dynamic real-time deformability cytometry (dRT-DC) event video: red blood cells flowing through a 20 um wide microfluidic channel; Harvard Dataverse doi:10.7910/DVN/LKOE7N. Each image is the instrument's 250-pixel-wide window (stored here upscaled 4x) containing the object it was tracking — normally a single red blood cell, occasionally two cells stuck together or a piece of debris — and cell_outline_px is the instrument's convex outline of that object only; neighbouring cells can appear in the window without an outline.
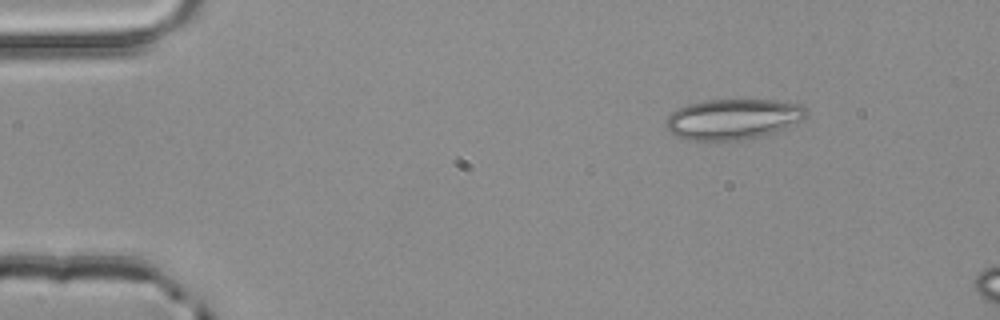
{"species": "common noctule bat (a hibernating species)", "species_latin": "Nyctalus noctula", "temperature_condition": "room temperature", "stored_images_in_passage": 3, "camera_frame_rate_fps": 3000, "um_per_image_px": 0.085, "animal": {"sex": "male", "body_mass_g": 20.4}, "frame": {"image": 1, "passage_image": 1, "time_ms": 0.0, "image_size_px": [1000, 320], "cell_outline_px": [[808, 112], [800, 120], [788, 128], [764, 136], [744, 140], [688, 140], [676, 136], [668, 132], [664, 124], [668, 116], [676, 108], [688, 104], [704, 100], [776, 100], [800, 104]], "centroid_in_image_um": [62.28, 10.13], "position_along_channel_um": 22.7, "area_um2": 33.47}}